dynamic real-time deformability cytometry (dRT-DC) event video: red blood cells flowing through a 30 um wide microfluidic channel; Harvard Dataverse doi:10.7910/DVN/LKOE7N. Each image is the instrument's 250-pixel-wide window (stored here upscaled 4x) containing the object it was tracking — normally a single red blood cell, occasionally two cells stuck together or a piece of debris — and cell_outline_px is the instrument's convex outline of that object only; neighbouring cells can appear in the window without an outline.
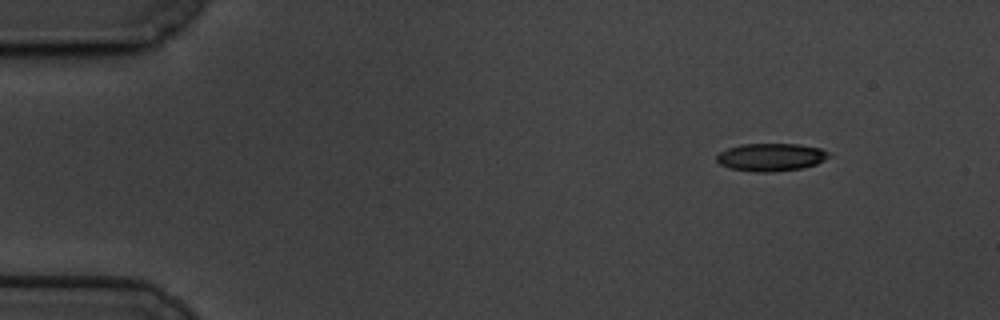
{"species": "common noctule bat (a hibernating species)", "species_latin": "Nyctalus noctula", "temperature_condition": "cold", "stored_images_in_passage": 53, "camera_frame_rate_fps": 3000, "um_per_image_px": 0.085, "animal": {"sex": "male", "body_mass_g": 19.5, "forearm_length_mm": 54.6}, "frame": {"image": 1, "passage_image": 1, "time_ms": 0.0, "image_size_px": [1000, 320], "cell_outline_px": [[832, 156], [816, 164], [804, 168], [772, 172], [756, 172], [728, 168], [720, 164], [716, 160], [716, 156], [720, 152], [728, 148], [740, 144], [800, 144], [820, 148], [828, 152]], "centroid_in_image_um": [65.54, 13.36], "position_along_channel_um": 19.5, "area_um2": 18.32}}
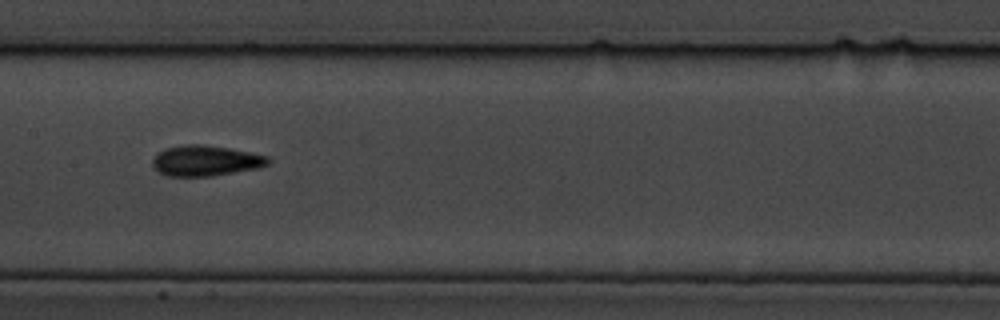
{"frame": {"image": 2, "passage_image": 24, "time_ms": 7.667, "image_size_px": [1000, 320], "cell_outline_px": [[272, 160], [268, 164], [256, 168], [212, 176], [168, 176], [160, 172], [152, 164], [152, 160], [164, 148], [184, 144], [204, 144], [228, 148], [268, 156]], "centroid_in_image_um": [17.48, 13.65], "position_along_channel_um": 189.9, "area_um2": 20.4}}
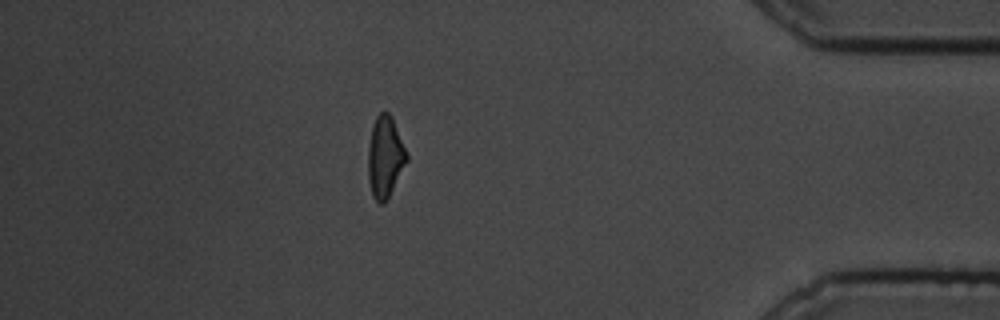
{"frame": {"image": 3, "passage_image": 46, "time_ms": 15.0, "image_size_px": [1000, 320], "cell_outline_px": [[408, 160], [384, 204], [380, 204], [372, 196], [368, 180], [368, 148], [372, 128], [376, 116], [380, 112], [388, 112], [392, 116], [408, 156]], "centroid_in_image_um": [32.72, 13.34], "position_along_channel_um": 402.5, "area_um2": 18.15}, "authors_computed_cell_mechanics": {"area_um2": 18.9584, "velocity_mm_per_s": 3.4231, "shape_relaxation_time_tau1_ms": 3.2093, "shape_relaxation_time_tau2_ms": 3.4141, "deformation_change_tau1": 0.1371, "deformation_change_tau2": 0.1011}}